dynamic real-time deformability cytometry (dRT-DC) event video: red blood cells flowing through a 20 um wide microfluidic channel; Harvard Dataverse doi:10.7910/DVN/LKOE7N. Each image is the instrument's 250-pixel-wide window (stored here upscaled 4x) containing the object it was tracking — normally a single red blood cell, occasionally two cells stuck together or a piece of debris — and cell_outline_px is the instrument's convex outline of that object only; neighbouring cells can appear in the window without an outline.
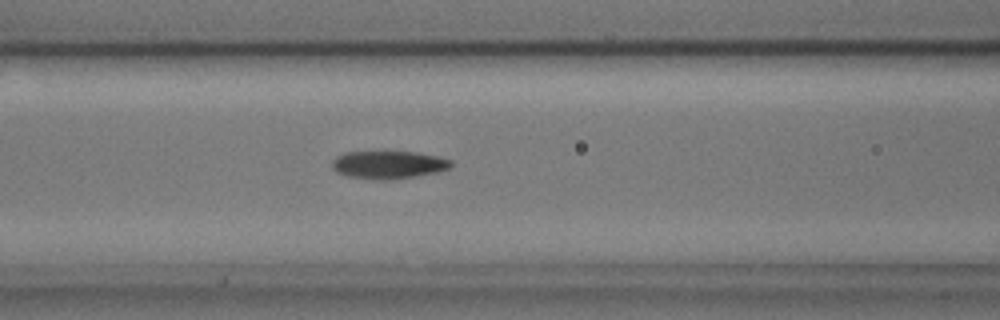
{"species": "common noctule bat (a hibernating species)", "species_latin": "Nyctalus noctula", "temperature_condition": "cold", "stored_images_in_passage": 54, "camera_frame_rate_fps": 3000, "um_per_image_px": 0.085, "animal": {"sex": "male", "body_mass_g": 17.9, "forearm_length_mm": 54.2}, "frame": {"image": 1, "passage_image": 21, "time_ms": 6.667, "image_size_px": [1000, 320], "cell_outline_px": [[452, 164], [448, 168], [436, 172], [416, 176], [388, 180], [380, 180], [348, 176], [336, 172], [332, 168], [332, 160], [336, 156], [344, 152], [416, 152], [440, 156], [452, 160]], "centroid_in_image_um": [33.01, 14.0], "position_along_channel_um": 133.6, "area_um2": 19.31}}
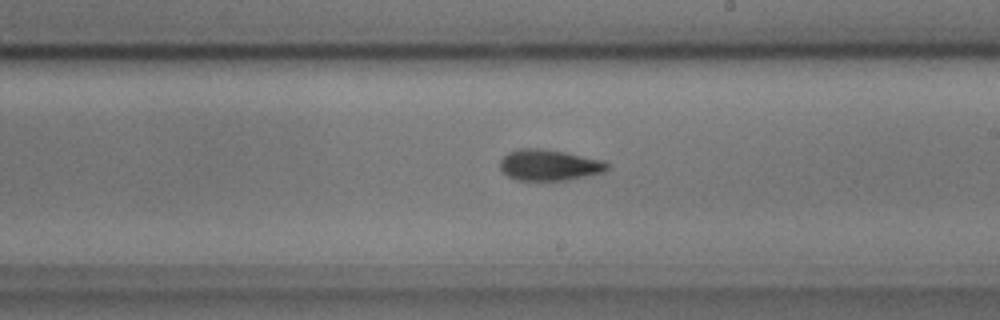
{"frame": {"image": 2, "passage_image": 30, "time_ms": 9.667, "image_size_px": [1000, 320], "cell_outline_px": [[608, 168], [604, 172], [568, 180], [516, 180], [508, 176], [500, 168], [500, 160], [508, 152], [520, 148], [540, 148], [564, 152], [604, 160], [608, 164]], "centroid_in_image_um": [46.68, 14.03], "position_along_channel_um": 242.3, "area_um2": 19.36}}
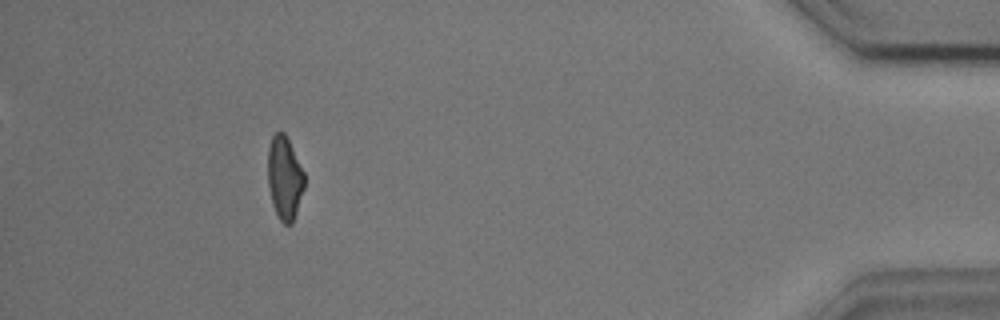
{"frame": {"image": 3, "passage_image": 49, "time_ms": 16.0, "image_size_px": [1000, 320], "cell_outline_px": [[304, 188], [292, 224], [284, 224], [280, 220], [272, 204], [268, 188], [268, 148], [272, 136], [276, 132], [284, 132], [304, 172]], "centroid_in_image_um": [24.17, 15.13], "position_along_channel_um": 411.0, "area_um2": 17.57}, "authors_computed_cell_mechanics": {"area_um2": 18.6116, "velocity_mm_per_s": 3.6283, "shape_relaxation_time_tau1_ms": 3.4644, "shape_relaxation_time_tau2_ms": 2.7172, "deformation_change_tau1": 0.1496, "deformation_change_tau2": 0.1053}}